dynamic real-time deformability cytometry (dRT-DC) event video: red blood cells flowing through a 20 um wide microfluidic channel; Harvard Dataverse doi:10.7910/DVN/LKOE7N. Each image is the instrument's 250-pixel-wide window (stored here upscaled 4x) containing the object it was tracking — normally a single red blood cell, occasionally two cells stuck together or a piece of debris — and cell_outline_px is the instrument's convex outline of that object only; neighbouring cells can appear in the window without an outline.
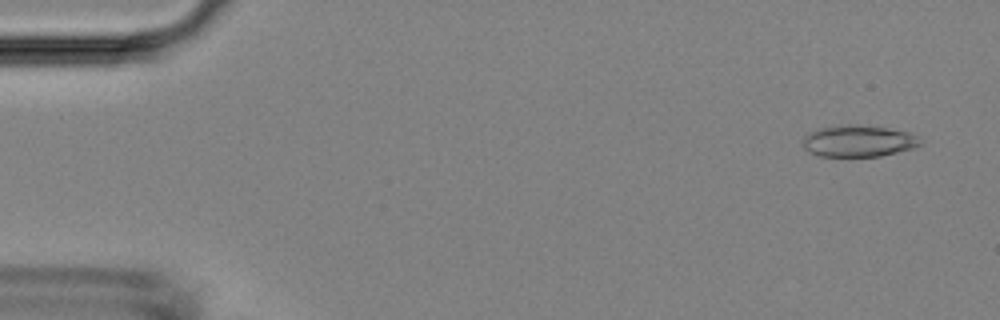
{"species": "Egyptian fruit bat (a non-hibernating species)", "species_latin": "Rousettus aegyptiacus", "temperature_condition": "room temperature", "stored_images_in_passage": 5, "camera_frame_rate_fps": 3000, "um_per_image_px": 0.085, "animal": {"sex": "female"}, "frame": {"image": 1, "passage_image": 1, "time_ms": 0.0, "image_size_px": [1000, 320], "cell_outline_px": [[924, 144], [912, 148], [880, 156], [820, 156], [808, 152], [804, 148], [804, 136], [808, 132], [820, 128], [840, 124], [860, 124], [888, 128], [912, 132], [920, 136], [924, 140]], "centroid_in_image_um": [73.03, 11.96], "position_along_channel_um": 12.0, "area_um2": 22.08}}
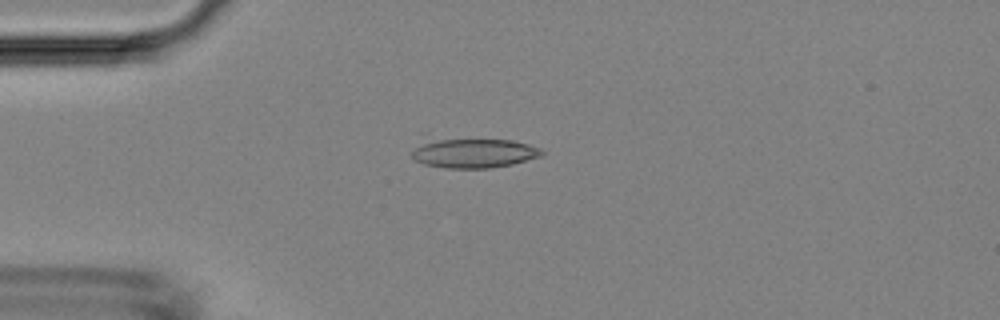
{"frame": {"image": 2, "passage_image": 4, "time_ms": 3.333, "image_size_px": [1000, 320], "cell_outline_px": [[544, 156], [512, 164], [492, 168], [444, 168], [424, 164], [416, 160], [412, 156], [412, 152], [420, 132], [424, 132], [512, 140], [528, 144], [540, 148], [544, 152]], "centroid_in_image_um": [40.03, 12.87], "position_along_channel_um": 45.0, "area_um2": 25.26}}
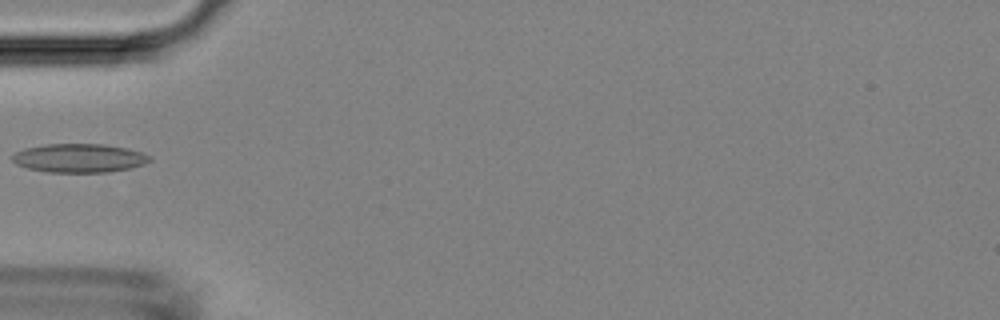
{"frame": {"image": 3, "passage_image": 5, "time_ms": 4.667, "image_size_px": [1000, 320], "cell_outline_px": [[152, 160], [144, 164], [132, 168], [108, 172], [48, 172], [28, 168], [16, 164], [12, 160], [12, 156], [16, 152], [24, 148], [44, 144], [104, 144], [124, 148], [140, 152], [152, 156]], "centroid_in_image_um": [6.74, 13.44], "position_along_channel_um": 78.3, "area_um2": 23.0}}